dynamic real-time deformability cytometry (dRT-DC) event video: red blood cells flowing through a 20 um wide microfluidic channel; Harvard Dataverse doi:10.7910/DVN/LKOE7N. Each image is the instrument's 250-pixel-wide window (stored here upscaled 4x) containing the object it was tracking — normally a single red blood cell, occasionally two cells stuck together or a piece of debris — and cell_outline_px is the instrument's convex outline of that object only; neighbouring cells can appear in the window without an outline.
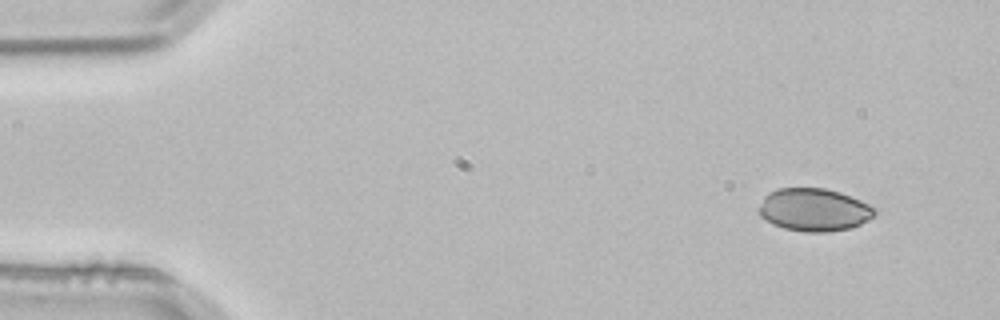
{"species": "common noctule bat (a hibernating species)", "species_latin": "Nyctalus noctula", "temperature_condition": "room temperature", "stored_images_in_passage": 3, "camera_frame_rate_fps": 3000, "um_per_image_px": 0.085, "animal": {"sex": "male", "body_mass_g": 21.5, "forearm_length_mm": 52.0}, "frame": {"image": 1, "passage_image": 1, "time_ms": 0.0, "image_size_px": [1000, 320], "cell_outline_px": [[880, 212], [868, 220], [860, 224], [848, 228], [824, 232], [804, 232], [784, 228], [772, 224], [760, 216], [760, 208], [764, 196], [768, 192], [776, 188], [824, 188], [840, 192], [860, 200], [876, 208]], "centroid_in_image_um": [69.21, 17.82], "position_along_channel_um": 15.8, "area_um2": 28.9}}